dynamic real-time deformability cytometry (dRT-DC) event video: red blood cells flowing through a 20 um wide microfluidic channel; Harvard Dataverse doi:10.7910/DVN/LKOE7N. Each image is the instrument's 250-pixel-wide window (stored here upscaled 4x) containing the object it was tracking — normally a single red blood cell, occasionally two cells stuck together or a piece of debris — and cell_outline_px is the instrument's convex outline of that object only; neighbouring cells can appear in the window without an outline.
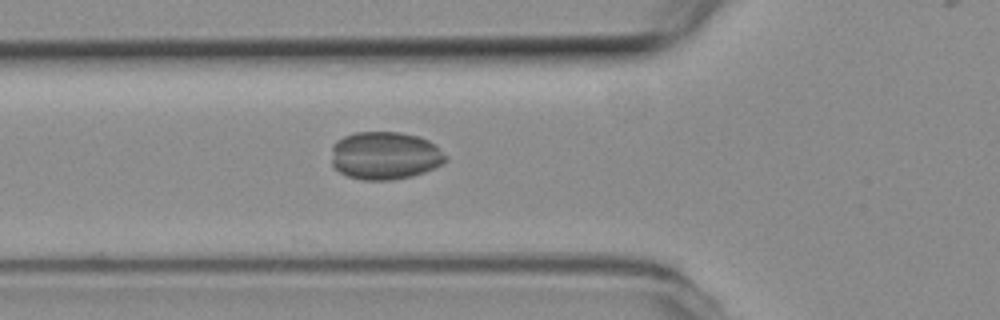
{"species": "common noctule bat (a hibernating species)", "species_latin": "Nyctalus noctula", "temperature_condition": "room temperature", "stored_images_in_passage": 30, "camera_frame_rate_fps": 3000, "um_per_image_px": 0.085, "animal": {"sex": "female", "body_mass_g": 19.3, "forearm_length_mm": 54.1}, "frame": {"image": 1, "passage_image": 3, "time_ms": 0.667, "image_size_px": [1000, 320], "cell_outline_px": [[448, 160], [444, 164], [424, 172], [412, 176], [392, 180], [364, 180], [348, 176], [340, 172], [332, 164], [332, 144], [336, 140], [344, 136], [356, 132], [400, 132], [416, 136], [428, 140], [436, 144], [448, 156]], "centroid_in_image_um": [32.75, 13.22], "position_along_channel_um": 93.1, "area_um2": 32.19}}
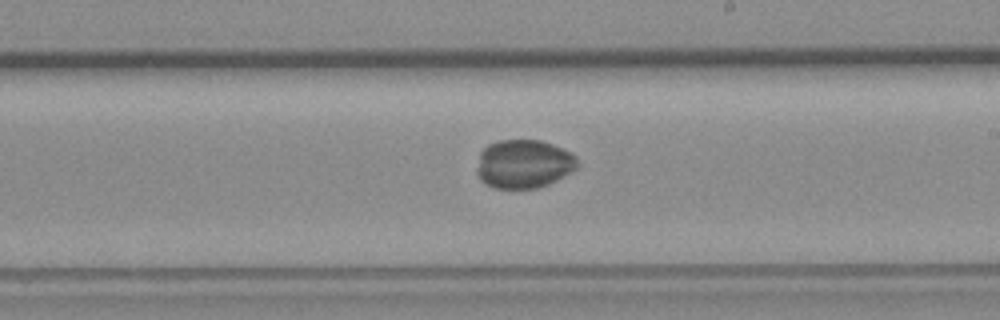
{"frame": {"image": 2, "passage_image": 15, "time_ms": 4.667, "image_size_px": [1000, 320], "cell_outline_px": [[580, 164], [572, 172], [548, 184], [536, 188], [492, 188], [484, 184], [480, 180], [476, 172], [476, 168], [480, 152], [488, 144], [500, 140], [540, 140], [552, 144], [572, 152], [576, 156]], "centroid_in_image_um": [44.51, 13.93], "position_along_channel_um": 244.5, "area_um2": 28.84}}
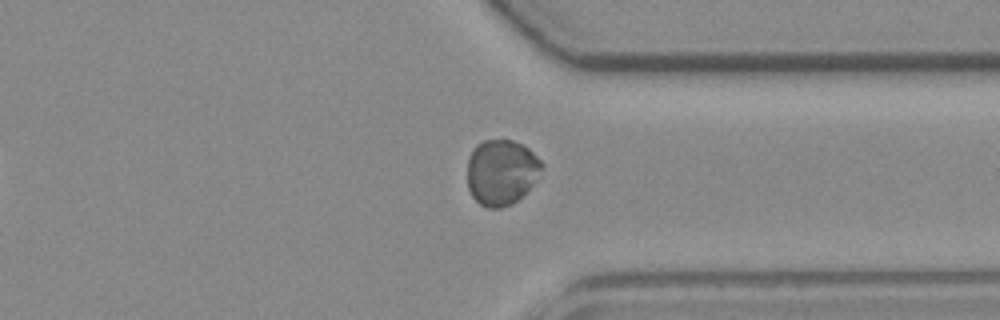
{"frame": {"image": 3, "passage_image": 25, "time_ms": 8.0, "image_size_px": [1000, 320], "cell_outline_px": [[544, 164], [536, 180], [512, 204], [500, 208], [488, 208], [480, 204], [472, 196], [468, 188], [468, 156], [472, 148], [476, 144], [484, 140], [512, 140], [528, 148]], "centroid_in_image_um": [42.59, 14.62], "position_along_channel_um": 368.8, "area_um2": 28.32}}